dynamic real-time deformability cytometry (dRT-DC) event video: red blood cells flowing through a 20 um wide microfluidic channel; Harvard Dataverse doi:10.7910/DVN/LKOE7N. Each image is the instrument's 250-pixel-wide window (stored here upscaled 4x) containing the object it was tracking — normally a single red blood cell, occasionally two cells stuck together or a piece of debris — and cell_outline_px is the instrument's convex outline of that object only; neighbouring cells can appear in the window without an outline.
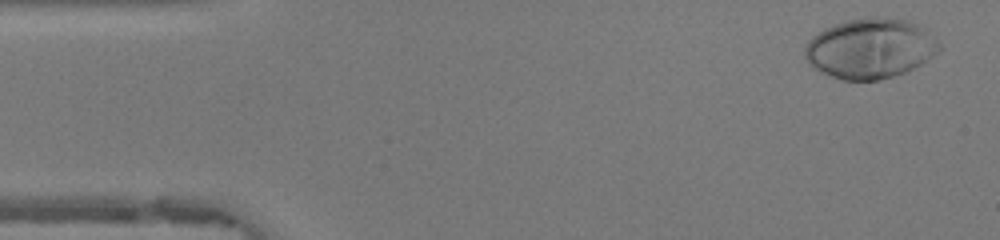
{"species": "human", "species_latin": "Homo sapiens", "temperature_condition": "warm", "stored_images_in_passage": 48, "camera_frame_rate_fps": 3000, "um_per_image_px": 0.085, "donor": {"sex": "female"}, "frame": {"image": 1, "passage_image": 2, "time_ms": 0.333, "image_size_px": [1000, 240], "cell_outline_px": [[944, 48], [940, 52], [920, 64], [904, 72], [880, 80], [844, 80], [820, 72], [812, 68], [808, 64], [804, 56], [804, 48], [808, 40], [812, 36], [824, 28], [848, 20], [868, 16], [884, 16], [908, 20], [928, 28]], "centroid_in_image_um": [74.0, 4.09], "position_along_channel_um": 11.0, "area_um2": 47.8}}
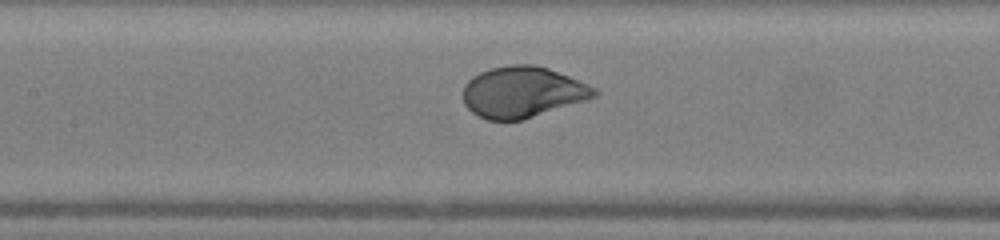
{"frame": {"image": 2, "passage_image": 21, "time_ms": 6.667, "image_size_px": [1000, 240], "cell_outline_px": [[600, 92], [596, 96], [588, 100], [524, 120], [488, 120], [472, 112], [464, 104], [464, 84], [472, 76], [488, 68], [512, 64], [536, 64], [548, 68], [588, 84], [596, 88]], "centroid_in_image_um": [44.43, 7.82], "position_along_channel_um": 163.0, "area_um2": 39.36}}
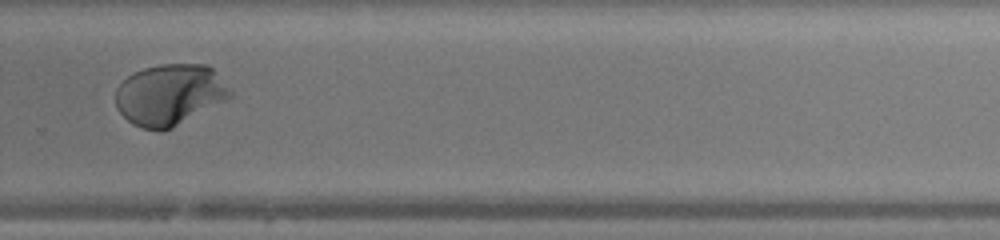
{"frame": {"image": 3, "passage_image": 32, "time_ms": 10.333, "image_size_px": [1000, 240], "cell_outline_px": [[232, 96], [172, 128], [160, 132], [140, 128], [132, 124], [116, 108], [116, 88], [132, 72], [144, 68], [160, 64], [208, 64], [212, 68], [232, 92]], "centroid_in_image_um": [14.38, 8.05], "position_along_channel_um": 315.4, "area_um2": 40.69}, "authors_computed_cell_mechanics": {"area_um2": 40.2288, "velocity_mm_per_s": 4.17, "shape_relaxation_time_tau1_ms": 2.7441, "shape_relaxation_time_tau2_ms": null, "deformation_change_tau1": 0.2113, "deformation_change_tau2": null}}